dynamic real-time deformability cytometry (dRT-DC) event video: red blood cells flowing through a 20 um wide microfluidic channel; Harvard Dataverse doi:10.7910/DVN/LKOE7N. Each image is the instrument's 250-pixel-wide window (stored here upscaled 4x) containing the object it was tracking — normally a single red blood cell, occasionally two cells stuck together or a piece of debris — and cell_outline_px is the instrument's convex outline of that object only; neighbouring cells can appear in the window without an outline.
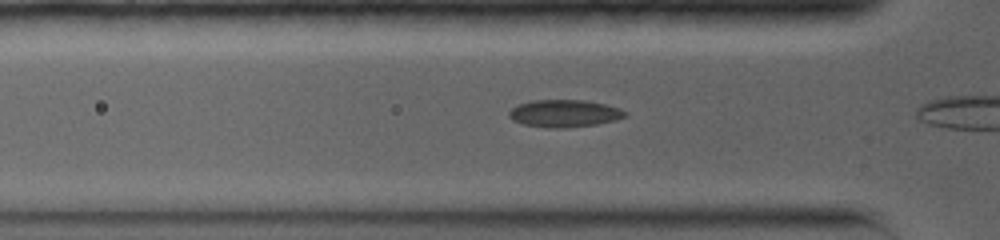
{"species": "common noctule bat (a hibernating species)", "species_latin": "Nyctalus noctula", "temperature_condition": "warm", "stored_images_in_passage": 13, "camera_frame_rate_fps": 5000, "um_per_image_px": 0.085, "animal": {"sex": "female", "body_mass_g": 19.0, "forearm_length_mm": 56.7}, "frame": {"image": 1, "passage_image": 6, "time_ms": 1.2, "image_size_px": [1000, 240], "cell_outline_px": [[628, 112], [624, 116], [616, 120], [596, 124], [568, 128], [548, 128], [524, 124], [512, 120], [508, 116], [508, 112], [516, 104], [532, 100], [584, 100], [604, 104], [620, 108]], "centroid_in_image_um": [47.94, 9.64], "position_along_channel_um": 77.9, "area_um2": 18.61}}
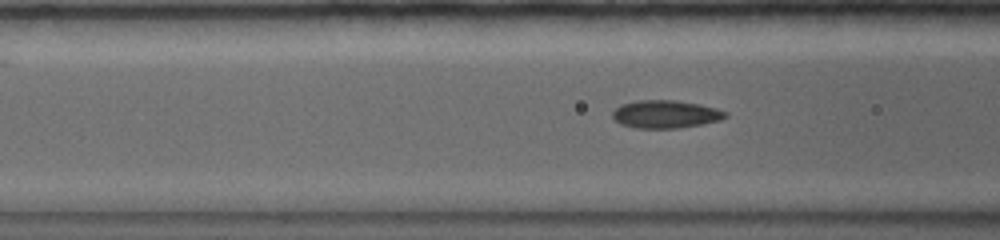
{"frame": {"image": 2, "passage_image": 10, "time_ms": 2.0, "image_size_px": [1000, 240], "cell_outline_px": [[728, 116], [720, 120], [704, 124], [680, 128], [636, 128], [620, 124], [612, 116], [612, 112], [620, 104], [636, 100], [676, 100], [700, 104], [716, 108], [728, 112]], "centroid_in_image_um": [56.59, 9.7], "position_along_channel_um": 110.0, "area_um2": 18.55}}